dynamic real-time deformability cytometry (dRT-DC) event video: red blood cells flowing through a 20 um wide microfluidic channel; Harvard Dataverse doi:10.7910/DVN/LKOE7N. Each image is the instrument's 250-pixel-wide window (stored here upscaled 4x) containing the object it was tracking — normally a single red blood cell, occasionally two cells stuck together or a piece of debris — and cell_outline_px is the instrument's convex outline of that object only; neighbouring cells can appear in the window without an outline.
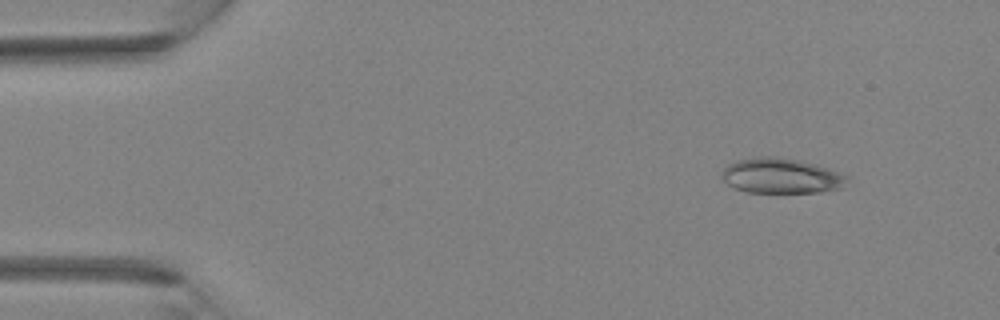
{"species": "Egyptian fruit bat (a non-hibernating species)", "species_latin": "Rousettus aegyptiacus", "temperature_condition": "room temperature", "stored_images_in_passage": 3, "camera_frame_rate_fps": 3000, "um_per_image_px": 0.085, "animal": {"sex": "female"}, "frame": {"image": 1, "passage_image": 1, "time_ms": 0.0, "image_size_px": [1000, 320], "cell_outline_px": [[848, 176], [844, 188], [820, 192], [744, 192], [732, 188], [720, 176], [724, 168], [728, 164], [736, 160], [760, 156], [776, 156], [816, 164], [828, 168]], "centroid_in_image_um": [66.38, 14.95], "position_along_channel_um": 18.6, "area_um2": 25.84}}
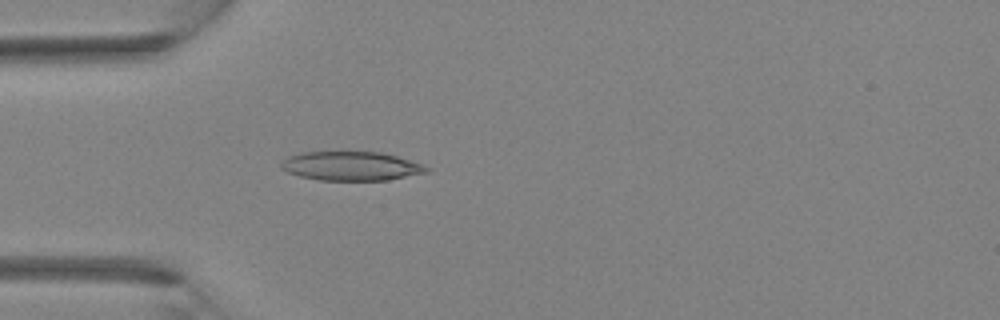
{"frame": {"image": 2, "passage_image": 3, "time_ms": 2.333, "image_size_px": [1000, 320], "cell_outline_px": [[432, 168], [428, 172], [388, 180], [320, 180], [300, 176], [288, 172], [280, 168], [280, 164], [288, 156], [300, 152], [340, 148], [344, 148], [380, 152], [396, 156], [424, 164]], "centroid_in_image_um": [29.83, 14.05], "position_along_channel_um": 55.2, "area_um2": 25.84}}